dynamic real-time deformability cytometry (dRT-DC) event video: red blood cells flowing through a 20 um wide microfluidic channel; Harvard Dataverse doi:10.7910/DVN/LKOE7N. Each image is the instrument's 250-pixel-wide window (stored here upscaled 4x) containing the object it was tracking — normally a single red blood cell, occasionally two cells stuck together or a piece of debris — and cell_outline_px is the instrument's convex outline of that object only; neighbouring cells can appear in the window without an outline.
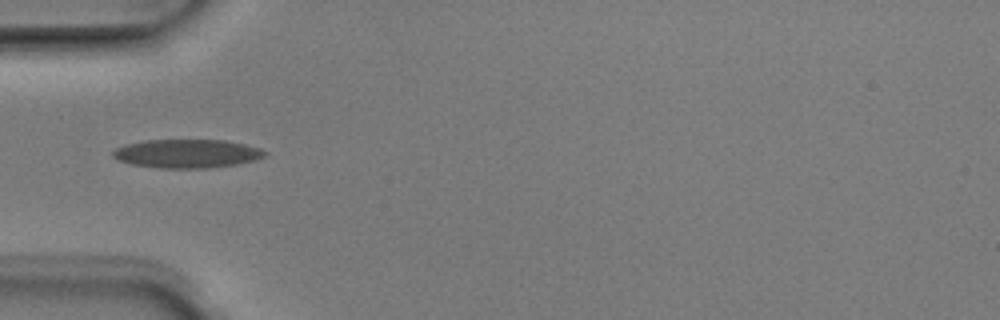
{"species": "Egyptian fruit bat (a non-hibernating species)", "species_latin": "Rousettus aegyptiacus", "temperature_condition": "room temperature", "stored_images_in_passage": 5, "camera_frame_rate_fps": 3000, "um_per_image_px": 0.085, "animal": {"sex": "male"}, "frame": {"image": 1, "passage_image": 5, "time_ms": 1.333, "image_size_px": [1000, 320], "cell_outline_px": [[268, 152], [264, 156], [256, 160], [236, 164], [208, 168], [160, 168], [132, 164], [116, 160], [112, 156], [112, 152], [116, 148], [124, 144], [144, 140], [224, 140], [244, 144], [260, 148]], "centroid_in_image_um": [15.87, 13.05], "position_along_channel_um": 69.1, "area_um2": 25.43}}